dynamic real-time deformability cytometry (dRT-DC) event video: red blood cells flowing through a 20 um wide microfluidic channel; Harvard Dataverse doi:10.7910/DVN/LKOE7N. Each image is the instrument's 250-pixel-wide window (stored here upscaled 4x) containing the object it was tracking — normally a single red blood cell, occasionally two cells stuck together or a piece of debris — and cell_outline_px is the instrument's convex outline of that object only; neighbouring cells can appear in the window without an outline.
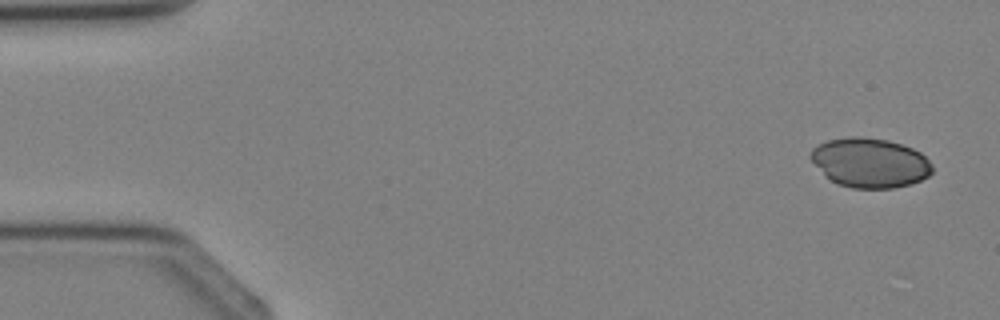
{"species": "Egyptian fruit bat (a non-hibernating species)", "species_latin": "Rousettus aegyptiacus", "temperature_condition": "cold", "stored_images_in_passage": 3, "camera_frame_rate_fps": 3000, "um_per_image_px": 0.085, "animal": {"sex": "female"}, "frame": {"image": 1, "passage_image": 1, "time_ms": 0.0, "image_size_px": [1000, 320], "cell_outline_px": [[932, 172], [928, 176], [912, 184], [892, 188], [852, 188], [836, 184], [808, 156], [812, 148], [816, 144], [828, 140], [848, 136], [864, 136], [888, 140], [912, 148], [920, 152], [932, 164]], "centroid_in_image_um": [73.95, 13.82], "position_along_channel_um": 11.1, "area_um2": 35.08}}